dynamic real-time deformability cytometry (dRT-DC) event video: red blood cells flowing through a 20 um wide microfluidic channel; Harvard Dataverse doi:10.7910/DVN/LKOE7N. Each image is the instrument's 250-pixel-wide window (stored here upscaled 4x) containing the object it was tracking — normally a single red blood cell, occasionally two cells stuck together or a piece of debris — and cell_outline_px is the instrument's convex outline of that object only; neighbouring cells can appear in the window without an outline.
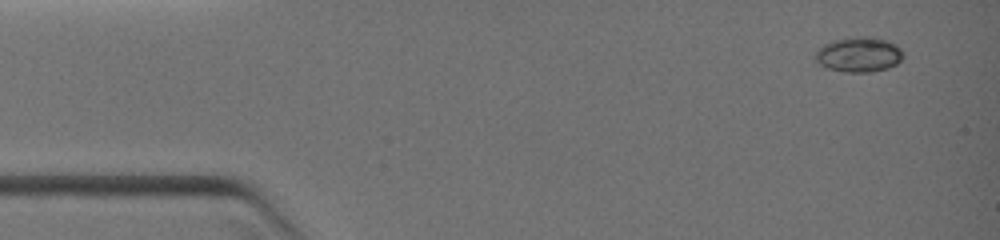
{"species": "common noctule bat (a hibernating species)", "species_latin": "Nyctalus noctula", "temperature_condition": "warm", "stored_images_in_passage": 5, "camera_frame_rate_fps": 3000, "um_per_image_px": 0.085, "animal": {"sex": "female", "body_mass_g": 19.0, "forearm_length_mm": 51.5}, "frame": {"image": 1, "passage_image": 1, "time_ms": 0.0, "image_size_px": [1000, 240], "cell_outline_px": [[900, 60], [896, 64], [888, 68], [868, 72], [848, 72], [828, 68], [820, 64], [812, 56], [824, 44], [836, 40], [856, 36], [864, 36], [884, 40], [900, 48]], "centroid_in_image_um": [72.94, 4.64], "position_along_channel_um": 12.1, "area_um2": 17.4}}
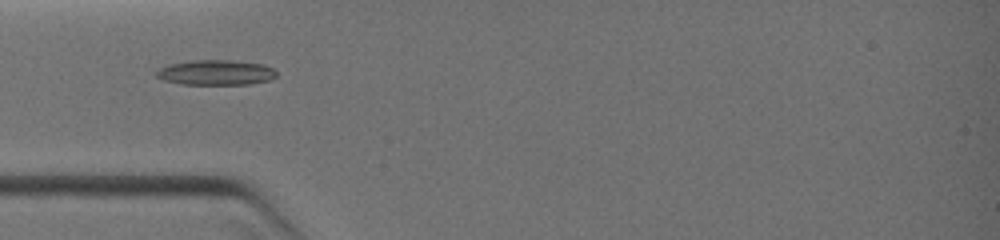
{"frame": {"image": 2, "passage_image": 4, "time_ms": 3.0, "image_size_px": [1000, 240], "cell_outline_px": [[276, 76], [268, 80], [248, 84], [180, 84], [164, 80], [156, 76], [156, 72], [160, 68], [168, 64], [192, 60], [232, 60], [260, 64], [272, 68], [276, 72]], "centroid_in_image_um": [18.31, 6.16], "position_along_channel_um": 66.7, "area_um2": 17.4}}
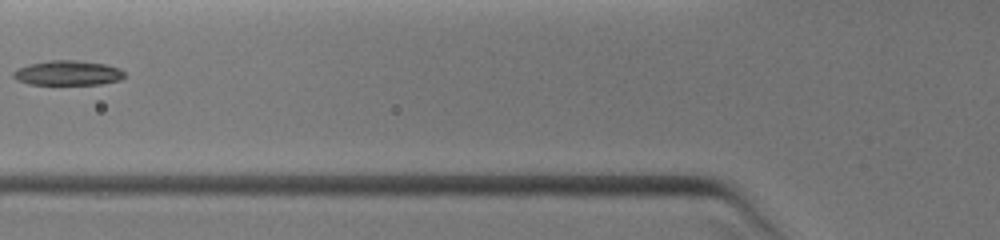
{"frame": {"image": 3, "passage_image": 5, "time_ms": 4.0, "image_size_px": [1000, 240], "cell_outline_px": [[124, 76], [120, 80], [100, 84], [28, 84], [16, 80], [12, 76], [12, 72], [16, 68], [28, 64], [52, 60], [76, 60], [104, 64], [120, 68], [124, 72]], "centroid_in_image_um": [5.72, 6.2], "position_along_channel_um": 120.1, "area_um2": 16.07}}